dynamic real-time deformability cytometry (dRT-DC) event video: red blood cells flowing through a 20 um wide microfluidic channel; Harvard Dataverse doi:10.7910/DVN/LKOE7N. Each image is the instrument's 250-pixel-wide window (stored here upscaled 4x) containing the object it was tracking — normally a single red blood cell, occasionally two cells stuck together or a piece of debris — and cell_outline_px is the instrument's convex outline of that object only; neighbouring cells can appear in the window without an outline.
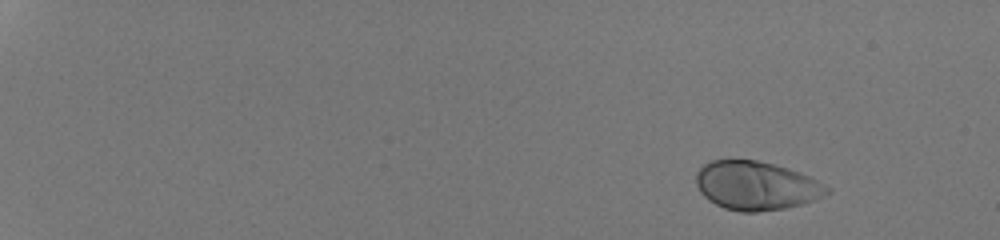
{"species": "human", "species_latin": "Homo sapiens", "temperature_condition": "room temperature", "stored_images_in_passage": 19, "segment_of_instrument_passage": [2, 2], "camera_frame_rate_fps": 3000, "um_per_image_px": 0.085, "donor": {"sex": "male"}, "frame": {"image": 1, "passage_image": 19, "time_ms": 6.0, "image_size_px": [1000, 240], "cell_outline_px": [[832, 188], [828, 192], [812, 200], [800, 204], [784, 208], [756, 212], [740, 212], [724, 208], [708, 200], [700, 192], [696, 184], [696, 172], [704, 164], [712, 160], [756, 160], [788, 168], [800, 172]], "centroid_in_image_um": [64.24, 15.78], "position_along_channel_um": 20.8, "area_um2": 36.88}}